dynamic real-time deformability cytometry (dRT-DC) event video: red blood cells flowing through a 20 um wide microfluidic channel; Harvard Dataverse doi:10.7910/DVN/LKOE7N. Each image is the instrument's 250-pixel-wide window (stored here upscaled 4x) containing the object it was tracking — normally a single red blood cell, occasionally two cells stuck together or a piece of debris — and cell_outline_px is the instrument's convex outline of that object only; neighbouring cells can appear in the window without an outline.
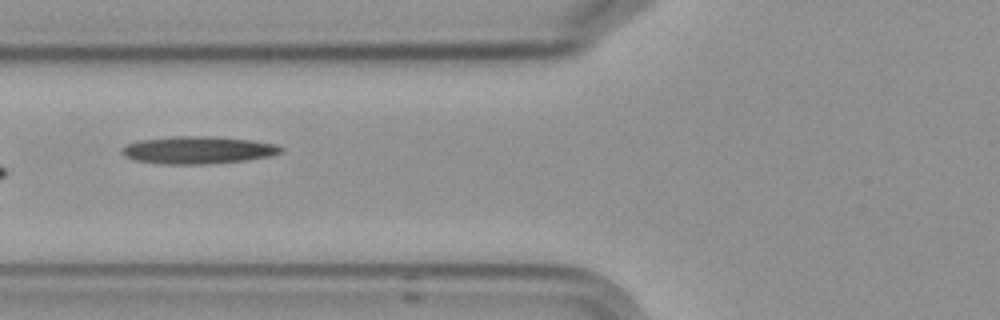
{"species": "Egyptian fruit bat (a non-hibernating species)", "species_latin": "Rousettus aegyptiacus", "temperature_condition": "cold", "stored_images_in_passage": 9, "camera_frame_rate_fps": 3000, "um_per_image_px": 0.085, "frame": {"image": 1, "passage_image": 6, "time_ms": 6.0, "image_size_px": [1000, 320], "cell_outline_px": [[284, 152], [268, 156], [244, 160], [200, 164], [164, 164], [136, 160], [124, 156], [120, 152], [120, 148], [128, 144], [140, 140], [172, 136], [212, 136], [252, 140], [276, 144], [284, 148]], "centroid_in_image_um": [16.82, 12.74], "position_along_channel_um": 109.0, "area_um2": 25.37}}
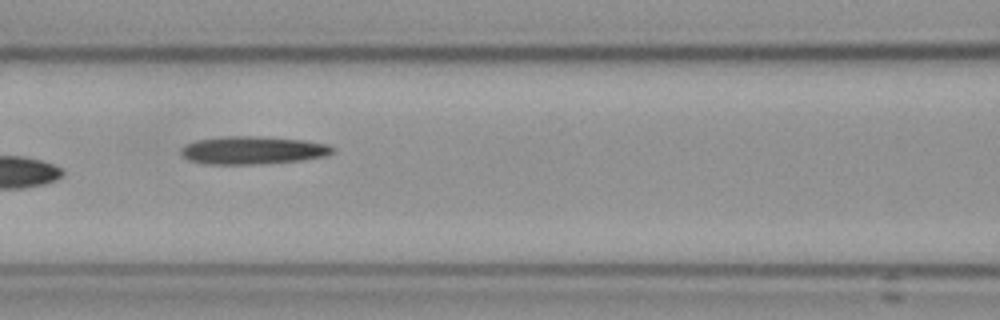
{"frame": {"image": 2, "passage_image": 7, "time_ms": 7.0, "image_size_px": [1000, 320], "cell_outline_px": [[336, 152], [324, 156], [300, 160], [260, 164], [208, 164], [188, 160], [180, 152], [180, 148], [184, 144], [196, 140], [224, 136], [264, 136], [304, 140], [328, 144], [336, 148]], "centroid_in_image_um": [21.49, 12.76], "position_along_channel_um": 145.1, "area_um2": 24.91}}